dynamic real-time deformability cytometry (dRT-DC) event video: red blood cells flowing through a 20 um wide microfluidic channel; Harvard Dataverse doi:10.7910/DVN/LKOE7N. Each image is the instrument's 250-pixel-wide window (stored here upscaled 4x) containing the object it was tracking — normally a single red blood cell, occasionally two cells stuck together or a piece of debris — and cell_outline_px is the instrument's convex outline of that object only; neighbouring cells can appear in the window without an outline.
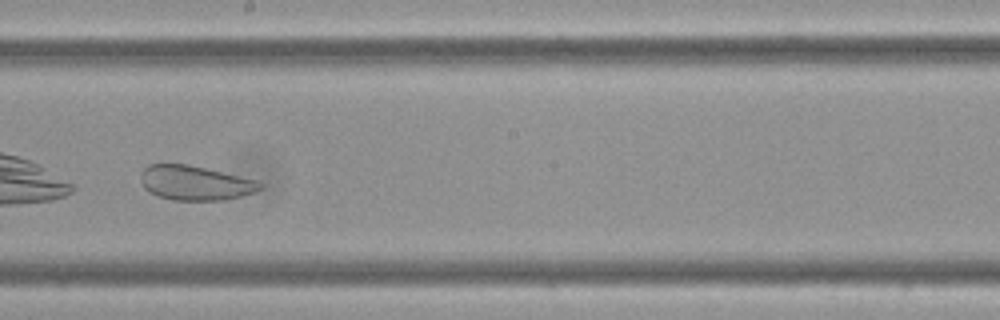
{"species": "Egyptian fruit bat (a non-hibernating species)", "species_latin": "Rousettus aegyptiacus", "temperature_condition": "cold", "stored_images_in_passage": 9, "camera_frame_rate_fps": 3000, "um_per_image_px": 0.085, "frame": {"image": 1, "passage_image": 9, "time_ms": 2.667, "image_size_px": [1000, 320], "cell_outline_px": [[264, 188], [256, 192], [224, 200], [172, 200], [156, 196], [144, 188], [140, 180], [140, 172], [148, 164], [188, 164], [260, 180], [264, 184]], "centroid_in_image_um": [16.62, 15.54], "position_along_channel_um": 231.6, "area_um2": 24.45}}